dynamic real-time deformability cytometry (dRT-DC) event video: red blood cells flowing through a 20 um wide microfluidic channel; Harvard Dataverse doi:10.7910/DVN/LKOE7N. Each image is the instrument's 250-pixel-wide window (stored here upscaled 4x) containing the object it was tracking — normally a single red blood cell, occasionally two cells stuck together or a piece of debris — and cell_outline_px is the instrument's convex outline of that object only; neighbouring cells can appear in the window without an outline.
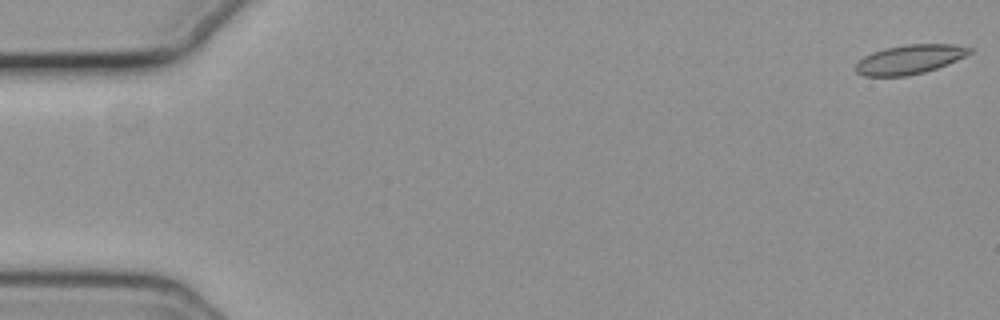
{"species": "common noctule bat (a hibernating species)", "species_latin": "Nyctalus noctula", "temperature_condition": "cold", "stored_images_in_passage": 54, "camera_frame_rate_fps": 3000, "um_per_image_px": 0.085, "animal": {"sex": "female", "body_mass_g": 19.3, "forearm_length_mm": 54.1}, "frame": {"image": 1, "passage_image": 1, "time_ms": 0.0, "image_size_px": [1000, 320], "cell_outline_px": [[976, 48], [972, 52], [948, 64], [924, 72], [908, 76], [864, 76], [856, 72], [856, 64], [864, 56], [872, 52], [884, 48], [904, 44], [952, 44]], "centroid_in_image_um": [77.34, 5.04], "position_along_channel_um": 7.7, "area_um2": 19.48}}
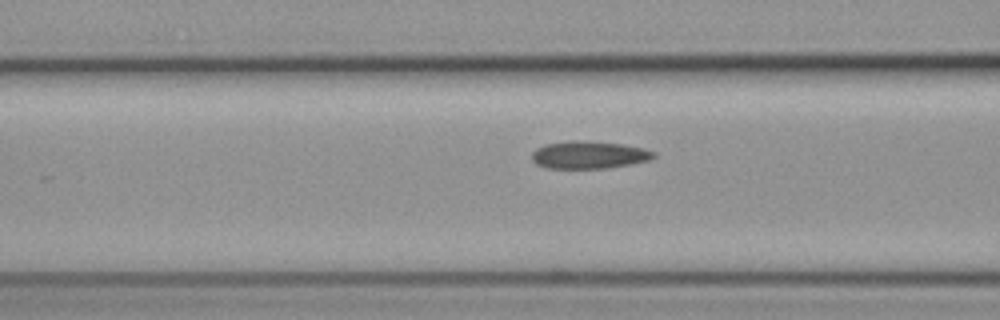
{"frame": {"image": 2, "passage_image": 22, "time_ms": 7.0, "image_size_px": [1000, 320], "cell_outline_px": [[656, 156], [648, 160], [608, 168], [548, 168], [536, 164], [532, 160], [532, 152], [536, 148], [544, 144], [572, 140], [576, 140], [624, 144], [644, 148], [656, 152]], "centroid_in_image_um": [50.04, 13.16], "position_along_channel_um": 116.6, "area_um2": 19.54}}
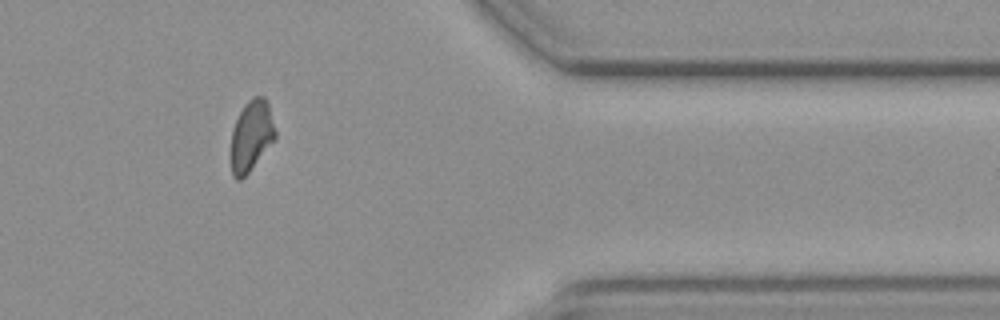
{"frame": {"image": 3, "passage_image": 46, "time_ms": 15.0, "image_size_px": [1000, 320], "cell_outline_px": [[276, 140], [248, 172], [240, 180], [236, 180], [232, 176], [232, 132], [236, 120], [244, 104], [252, 96], [264, 96], [268, 104], [276, 132]], "centroid_in_image_um": [21.39, 11.53], "position_along_channel_um": 390.0, "area_um2": 18.15}, "authors_computed_cell_mechanics": {"area_um2": 19.4497, "velocity_mm_per_s": 3.707, "shape_relaxation_time_tau1_ms": null, "shape_relaxation_time_tau2_ms": 4.737, "deformation_change_tau1": null, "deformation_change_tau2": 0.0974}}